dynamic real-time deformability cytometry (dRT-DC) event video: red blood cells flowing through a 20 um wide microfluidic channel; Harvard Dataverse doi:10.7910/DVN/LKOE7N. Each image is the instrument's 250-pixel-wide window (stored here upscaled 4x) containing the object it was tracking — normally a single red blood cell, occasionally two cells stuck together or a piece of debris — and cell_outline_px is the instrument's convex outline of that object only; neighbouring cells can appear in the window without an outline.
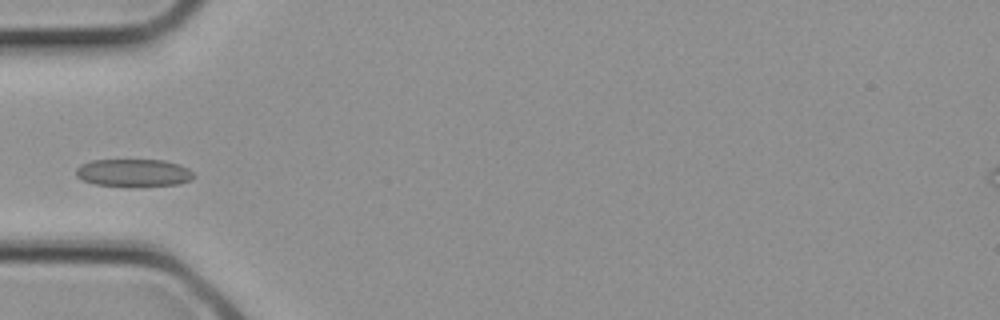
{"species": "common noctule bat (a hibernating species)", "species_latin": "Nyctalus noctula", "temperature_condition": "cold", "stored_images_in_passage": 3, "camera_frame_rate_fps": 3000, "um_per_image_px": 0.085, "animal": {"sex": "female", "body_mass_g": 21.9}, "frame": {"image": 1, "passage_image": 3, "time_ms": 0.667, "image_size_px": [1000, 320], "cell_outline_px": [[196, 176], [192, 180], [180, 184], [140, 188], [96, 184], [84, 180], [76, 176], [76, 168], [80, 164], [92, 160], [164, 160], [180, 164], [196, 172]], "centroid_in_image_um": [11.44, 14.71], "position_along_channel_um": 73.6, "area_um2": 19.65}}